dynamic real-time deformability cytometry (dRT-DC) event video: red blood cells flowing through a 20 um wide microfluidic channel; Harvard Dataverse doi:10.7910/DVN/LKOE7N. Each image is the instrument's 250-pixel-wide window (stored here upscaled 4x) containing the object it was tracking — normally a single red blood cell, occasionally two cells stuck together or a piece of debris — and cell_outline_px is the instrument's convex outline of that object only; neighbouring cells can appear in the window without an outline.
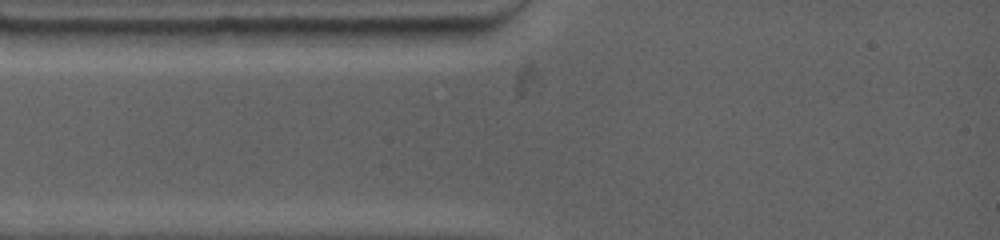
{"species": "common noctule bat (a hibernating species)", "species_latin": "Nyctalus noctula", "temperature_condition": "warm", "stored_images_in_passage": 3, "camera_frame_rate_fps": 4500, "um_per_image_px": 0.085, "animal": {"sex": "female", "body_mass_g": 19.0, "forearm_length_mm": 53.3}, "frame": {"image": 1, "passage_image": 2, "time_ms": 0.667, "image_size_px": [1000, 240], "cell_outline_px": [[484, 28], [472, 36], [444, 44], [352, 44], [344, 32], [344, 28]], "centroid_in_image_um": [34.68, 3.01], "position_along_channel_um": 50.3, "area_um2": 13.99}}